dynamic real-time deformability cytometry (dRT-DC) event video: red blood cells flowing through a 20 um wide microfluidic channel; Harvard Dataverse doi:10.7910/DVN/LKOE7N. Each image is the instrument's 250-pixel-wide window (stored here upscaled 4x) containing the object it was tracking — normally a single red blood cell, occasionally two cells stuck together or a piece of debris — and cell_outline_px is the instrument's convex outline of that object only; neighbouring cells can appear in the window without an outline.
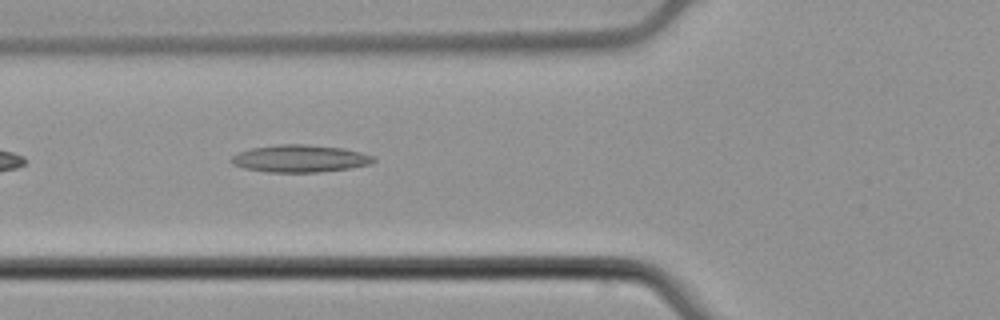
{"species": "common noctule bat (a hibernating species)", "species_latin": "Nyctalus noctula", "temperature_condition": "cold", "stored_images_in_passage": 6, "camera_frame_rate_fps": 3000, "um_per_image_px": 0.085, "animal": {"sex": "male", "body_mass_g": 21.5, "forearm_length_mm": 52.0}, "frame": {"image": 1, "passage_image": 4, "time_ms": 1.0, "image_size_px": [1000, 320], "cell_outline_px": [[376, 160], [368, 164], [348, 168], [320, 172], [268, 172], [244, 168], [232, 164], [228, 160], [232, 156], [240, 152], [252, 148], [276, 144], [304, 144], [344, 148], [376, 156]], "centroid_in_image_um": [25.48, 13.47], "position_along_channel_um": 100.3, "area_um2": 22.66}}
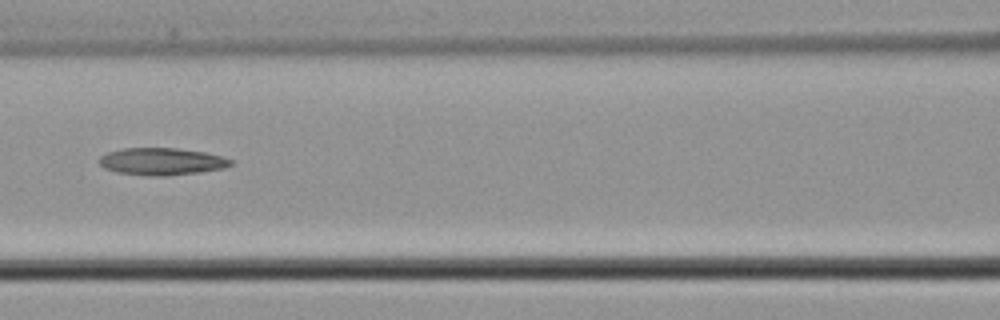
{"frame": {"image": 2, "passage_image": 5, "time_ms": 1.333, "image_size_px": [1000, 320], "cell_outline_px": [[232, 164], [224, 168], [200, 172], [168, 176], [148, 176], [116, 172], [104, 168], [100, 164], [100, 156], [108, 152], [124, 148], [176, 148], [204, 152], [220, 156], [232, 160]], "centroid_in_image_um": [13.73, 13.73], "position_along_channel_um": 152.9, "area_um2": 20.81}}
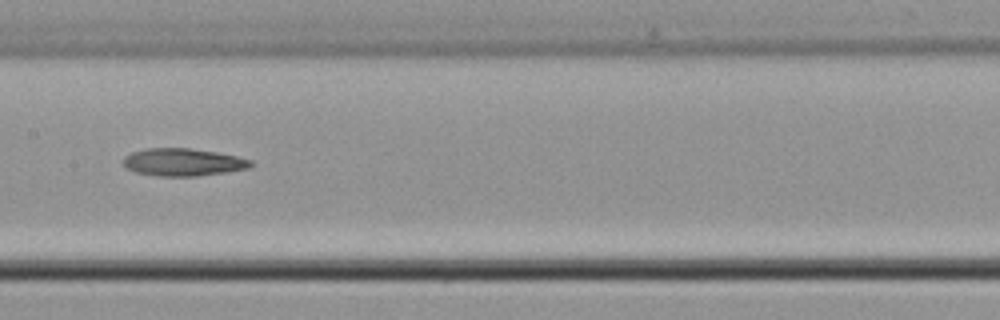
{"frame": {"image": 3, "passage_image": 6, "time_ms": 1.667, "image_size_px": [1000, 320], "cell_outline_px": [[252, 164], [248, 168], [224, 172], [196, 176], [156, 176], [136, 172], [128, 168], [124, 164], [124, 156], [132, 152], [144, 148], [188, 148], [216, 152], [236, 156], [252, 160]], "centroid_in_image_um": [15.53, 13.78], "position_along_channel_um": 191.9, "area_um2": 20.29}}